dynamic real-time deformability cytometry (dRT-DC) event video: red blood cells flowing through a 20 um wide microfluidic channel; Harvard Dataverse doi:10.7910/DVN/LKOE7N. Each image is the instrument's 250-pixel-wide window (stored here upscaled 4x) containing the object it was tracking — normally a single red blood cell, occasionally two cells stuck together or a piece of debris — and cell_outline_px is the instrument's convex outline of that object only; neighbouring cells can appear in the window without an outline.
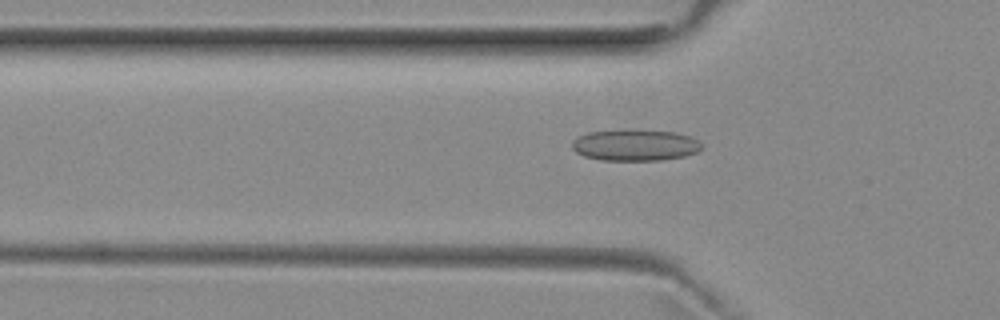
{"species": "common noctule bat (a hibernating species)", "species_latin": "Nyctalus noctula", "temperature_condition": "room temperature", "stored_images_in_passage": 40, "camera_frame_rate_fps": 3000, "um_per_image_px": 0.085, "animal": {"sex": "female", "body_mass_g": 29.2, "forearm_length_mm": 56.3}, "frame": {"image": 1, "passage_image": 10, "time_ms": 3.0, "image_size_px": [1000, 320], "cell_outline_px": [[704, 148], [696, 152], [684, 156], [660, 160], [600, 160], [584, 156], [576, 152], [572, 148], [572, 140], [588, 132], [632, 128], [636, 128], [676, 132], [688, 136], [696, 140]], "centroid_in_image_um": [53.96, 12.31], "position_along_channel_um": 71.8, "area_um2": 24.04}}
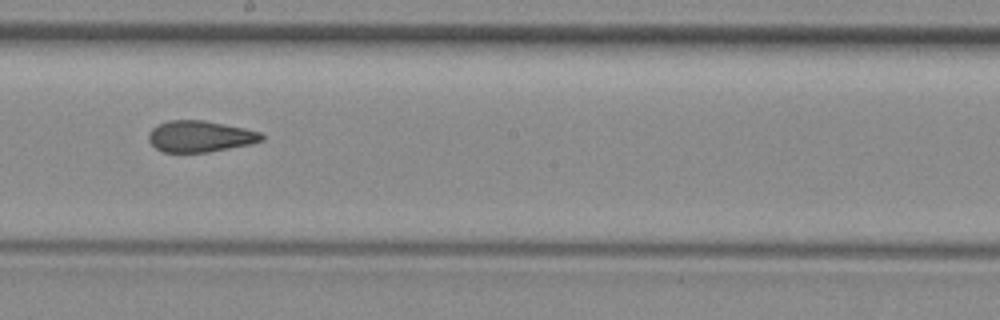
{"frame": {"image": 2, "passage_image": 22, "time_ms": 7.0, "image_size_px": [1000, 320], "cell_outline_px": [[264, 140], [248, 144], [208, 152], [164, 152], [156, 148], [148, 140], [148, 132], [152, 128], [168, 120], [204, 120], [244, 128], [260, 132], [264, 136]], "centroid_in_image_um": [16.98, 11.58], "position_along_channel_um": 231.2, "area_um2": 20.46}}
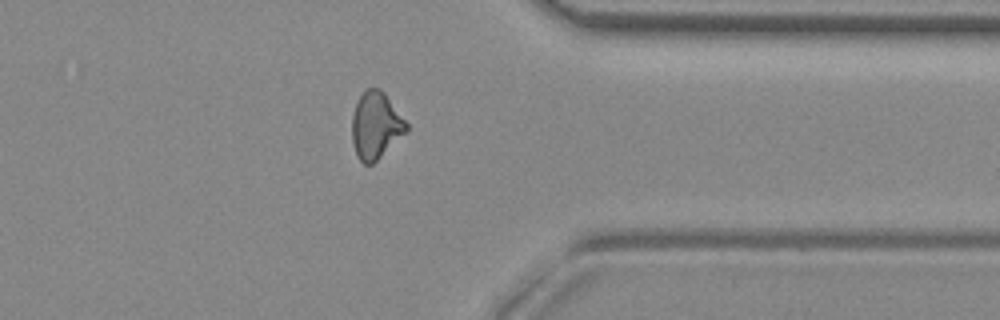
{"frame": {"image": 3, "passage_image": 34, "time_ms": 11.0, "image_size_px": [1000, 320], "cell_outline_px": [[408, 132], [372, 164], [364, 164], [356, 156], [352, 140], [352, 116], [356, 104], [364, 88], [380, 88], [384, 92], [408, 124]], "centroid_in_image_um": [31.94, 10.66], "position_along_channel_um": 379.5, "area_um2": 21.27}}